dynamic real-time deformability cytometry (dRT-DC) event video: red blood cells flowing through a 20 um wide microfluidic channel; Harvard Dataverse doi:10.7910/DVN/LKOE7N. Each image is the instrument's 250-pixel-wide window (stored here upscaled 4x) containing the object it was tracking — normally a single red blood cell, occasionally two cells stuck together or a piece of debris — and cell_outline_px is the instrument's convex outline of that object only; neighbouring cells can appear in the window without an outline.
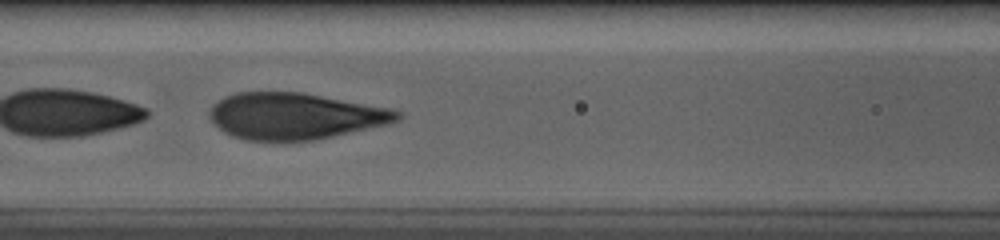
{"species": "human", "species_latin": "Homo sapiens", "temperature_condition": "cold", "stored_images_in_passage": 42, "camera_frame_rate_fps": 3000, "um_per_image_px": 0.085, "donor": {"sex": "male"}, "frame": {"image": 1, "passage_image": 12, "time_ms": 3.667, "image_size_px": [1000, 240], "cell_outline_px": [[404, 116], [400, 120], [388, 124], [332, 136], [312, 140], [244, 140], [232, 136], [224, 132], [208, 116], [212, 104], [224, 96], [236, 92], [304, 92], [392, 108], [400, 112]], "centroid_in_image_um": [25.08, 9.85], "position_along_channel_um": 141.5, "area_um2": 50.92}}
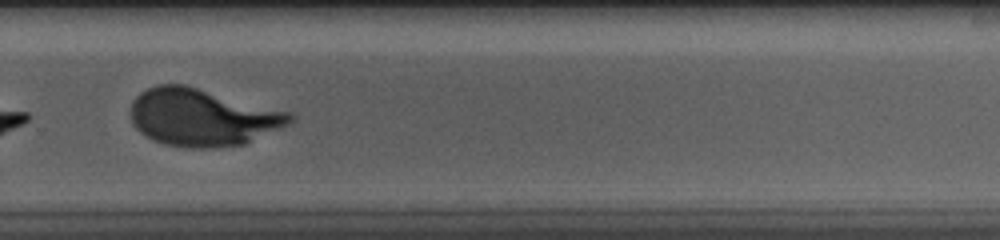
{"frame": {"image": 2, "passage_image": 26, "time_ms": 8.333, "image_size_px": [1000, 240], "cell_outline_px": [[292, 120], [288, 124], [244, 144], [216, 148], [188, 148], [164, 144], [152, 140], [144, 136], [132, 124], [128, 112], [132, 100], [140, 92], [156, 84], [184, 84], [292, 112]], "centroid_in_image_um": [17.13, 9.97], "position_along_channel_um": 312.7, "area_um2": 53.64}}
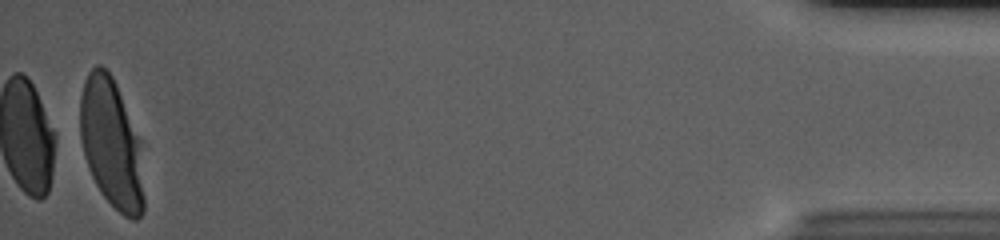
{"frame": {"image": 3, "passage_image": 42, "time_ms": 13.667, "image_size_px": [1000, 240], "cell_outline_px": [[144, 212], [136, 220], [132, 220], [124, 216], [100, 192], [88, 168], [80, 136], [80, 96], [84, 80], [88, 72], [96, 64], [100, 64], [112, 76], [144, 140]], "centroid_in_image_um": [9.54, 12.19], "position_along_channel_um": 425.7, "area_um2": 49.65}}